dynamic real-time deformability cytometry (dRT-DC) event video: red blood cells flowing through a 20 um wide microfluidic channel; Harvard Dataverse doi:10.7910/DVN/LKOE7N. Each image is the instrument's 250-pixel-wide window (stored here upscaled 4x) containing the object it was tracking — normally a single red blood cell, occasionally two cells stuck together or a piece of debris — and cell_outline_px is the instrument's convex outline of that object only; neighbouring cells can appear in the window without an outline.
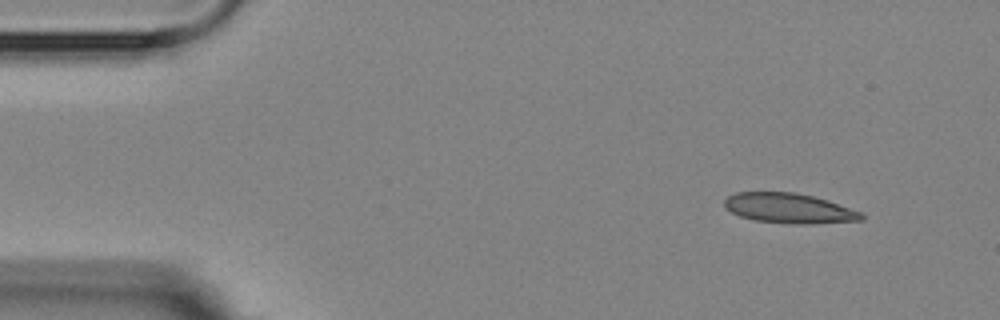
{"species": "Egyptian fruit bat (a non-hibernating species)", "species_latin": "Rousettus aegyptiacus", "temperature_condition": "room temperature", "stored_images_in_passage": 3, "camera_frame_rate_fps": 3000, "um_per_image_px": 0.085, "animal": {"sex": "female"}, "frame": {"image": 1, "passage_image": 1, "time_ms": 0.0, "image_size_px": [1000, 320], "cell_outline_px": [[864, 220], [808, 224], [796, 224], [756, 220], [740, 216], [724, 208], [724, 200], [728, 196], [736, 192], [796, 192], [828, 200], [860, 212], [864, 216]], "centroid_in_image_um": [67.05, 17.7], "position_along_channel_um": 17.9, "area_um2": 23.81}}